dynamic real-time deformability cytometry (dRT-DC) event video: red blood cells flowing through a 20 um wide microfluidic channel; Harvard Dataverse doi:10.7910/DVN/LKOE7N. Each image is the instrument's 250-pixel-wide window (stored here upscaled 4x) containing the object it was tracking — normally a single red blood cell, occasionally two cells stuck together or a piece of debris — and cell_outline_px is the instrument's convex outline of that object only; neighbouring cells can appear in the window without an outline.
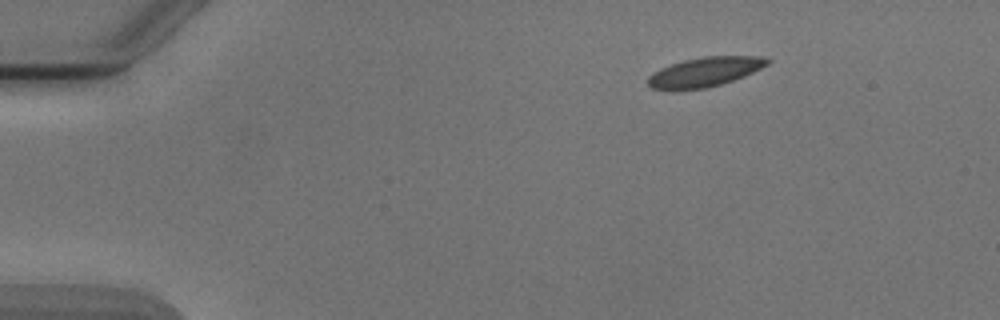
{"species": "Egyptian fruit bat (a non-hibernating species)", "species_latin": "Rousettus aegyptiacus", "temperature_condition": "cold", "stored_images_in_passage": 2, "camera_frame_rate_fps": 3000, "um_per_image_px": 0.085, "animal": {"sex": "male"}, "frame": {"image": 1, "passage_image": 1, "time_ms": 0.0, "image_size_px": [1000, 320], "cell_outline_px": [[772, 60], [768, 64], [744, 76], [708, 88], [676, 92], [672, 92], [652, 88], [648, 84], [648, 76], [652, 72], [660, 68], [684, 60], [704, 56], [764, 56]], "centroid_in_image_um": [59.85, 6.14], "position_along_channel_um": 25.1, "area_um2": 20.92}}